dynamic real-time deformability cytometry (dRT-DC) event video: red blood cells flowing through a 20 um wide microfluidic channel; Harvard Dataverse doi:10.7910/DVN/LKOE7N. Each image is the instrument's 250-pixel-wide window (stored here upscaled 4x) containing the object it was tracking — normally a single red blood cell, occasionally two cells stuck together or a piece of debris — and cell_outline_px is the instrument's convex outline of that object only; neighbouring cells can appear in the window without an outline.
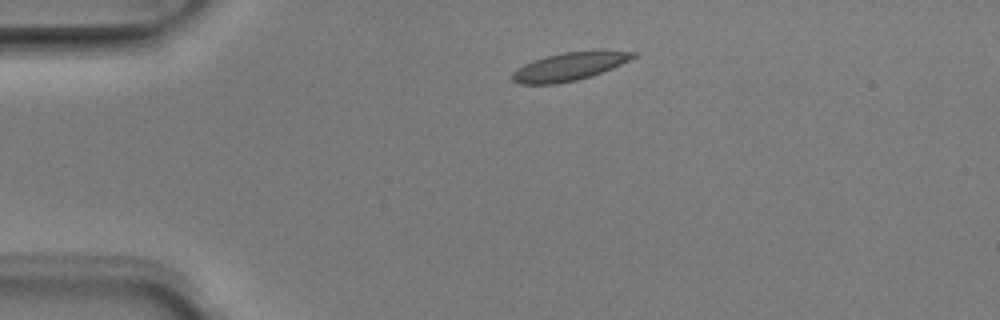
{"species": "Egyptian fruit bat (a non-hibernating species)", "species_latin": "Rousettus aegyptiacus", "temperature_condition": "room temperature", "stored_images_in_passage": 2, "camera_frame_rate_fps": 3000, "um_per_image_px": 0.085, "animal": {"sex": "male"}, "frame": {"image": 1, "passage_image": 1, "time_ms": 0.0, "image_size_px": [1000, 320], "cell_outline_px": [[640, 52], [636, 56], [612, 68], [592, 76], [576, 80], [556, 84], [520, 84], [512, 80], [512, 72], [516, 68], [532, 60], [544, 56], [564, 52]], "centroid_in_image_um": [48.29, 5.68], "position_along_channel_um": 36.7, "area_um2": 19.36}}